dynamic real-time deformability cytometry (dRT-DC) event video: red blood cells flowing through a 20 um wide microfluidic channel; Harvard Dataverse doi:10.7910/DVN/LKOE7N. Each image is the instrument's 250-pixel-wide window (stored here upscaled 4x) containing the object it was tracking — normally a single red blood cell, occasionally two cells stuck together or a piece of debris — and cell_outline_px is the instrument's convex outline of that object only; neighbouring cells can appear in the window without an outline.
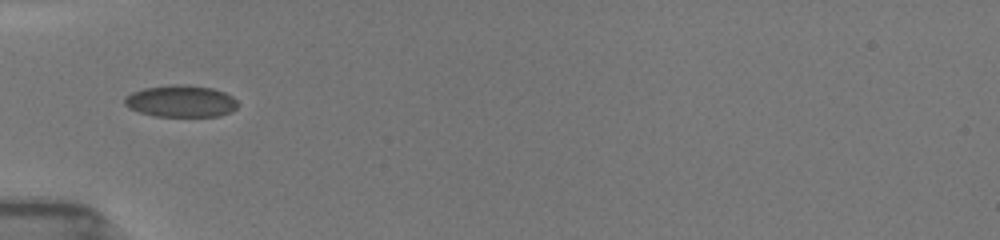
{"species": "common noctule bat (a hibernating species)", "species_latin": "Nyctalus noctula", "temperature_condition": "room temperature", "stored_images_in_passage": 67, "camera_frame_rate_fps": 3000, "um_per_image_px": 0.085, "animal": {"sex": "female", "body_mass_g": 19.5, "forearm_length_mm": 54.1}, "frame": {"image": 1, "passage_image": 1, "time_ms": 0.0, "image_size_px": [1000, 240], "cell_outline_px": [[236, 108], [232, 112], [220, 116], [156, 116], [140, 112], [128, 108], [124, 104], [124, 96], [132, 92], [144, 88], [172, 84], [184, 84], [212, 88], [224, 92], [232, 96], [236, 100]], "centroid_in_image_um": [15.36, 8.59], "position_along_channel_um": 69.6, "area_um2": 21.1}}
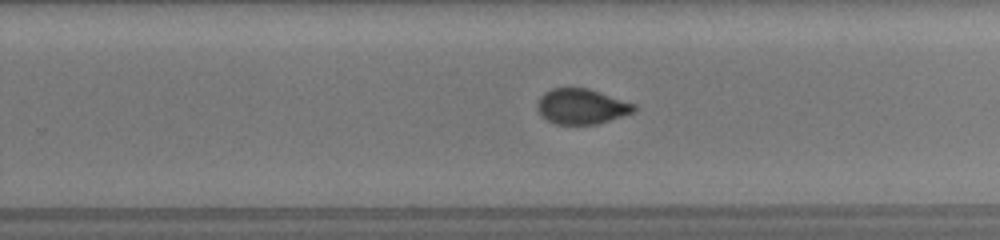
{"frame": {"image": 2, "passage_image": 39, "time_ms": 5.333, "image_size_px": [1000, 240], "cell_outline_px": [[636, 112], [596, 124], [556, 124], [540, 116], [536, 104], [540, 96], [544, 92], [552, 88], [588, 88], [636, 104]], "centroid_in_image_um": [49.42, 9.04], "position_along_channel_um": 280.4, "area_um2": 20.0}}
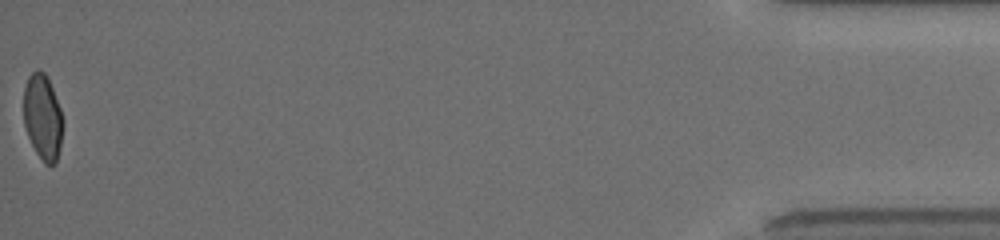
{"frame": {"image": 3, "passage_image": 66, "time_ms": 11.333, "image_size_px": [1000, 240], "cell_outline_px": [[64, 124], [56, 164], [44, 164], [36, 152], [28, 136], [24, 124], [24, 88], [28, 76], [36, 68], [40, 68], [48, 76], [60, 108], [64, 120]], "centroid_in_image_um": [3.64, 9.91], "position_along_channel_um": 431.6, "area_um2": 19.83}, "authors_computed_cell_mechanics": {"area_um2": 20.7502, "velocity_mm_per_s": 3.9761, "shape_relaxation_time_tau1_ms": 7.7298, "shape_relaxation_time_tau2_ms": 1.0321, "deformation_change_tau1": 0.1533, "deformation_change_tau2": 0.0435}}